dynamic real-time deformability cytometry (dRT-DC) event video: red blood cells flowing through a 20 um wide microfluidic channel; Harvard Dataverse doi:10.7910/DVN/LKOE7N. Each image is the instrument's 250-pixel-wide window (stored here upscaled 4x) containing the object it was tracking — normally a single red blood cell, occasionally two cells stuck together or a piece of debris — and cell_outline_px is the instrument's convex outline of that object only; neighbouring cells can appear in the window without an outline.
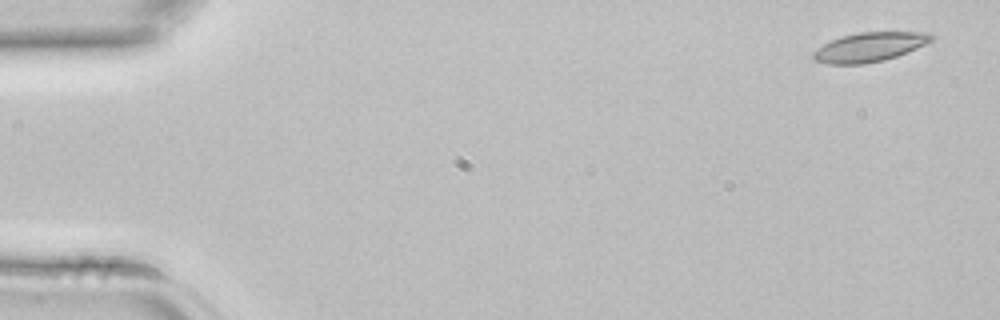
{"species": "common noctule bat (a hibernating species)", "species_latin": "Nyctalus noctula", "temperature_condition": "room temperature", "stored_images_in_passage": 4, "camera_frame_rate_fps": 3000, "um_per_image_px": 0.085, "animal": {"sex": "female", "body_mass_g": 22.7, "forearm_length_mm": 54.2}, "frame": {"image": 1, "passage_image": 1, "time_ms": 0.0, "image_size_px": [1000, 320], "cell_outline_px": [[936, 36], [932, 40], [916, 48], [896, 56], [884, 60], [864, 64], [828, 64], [812, 60], [812, 52], [816, 48], [840, 36], [860, 32], [932, 32]], "centroid_in_image_um": [73.89, 3.99], "position_along_channel_um": 11.1, "area_um2": 20.23}}
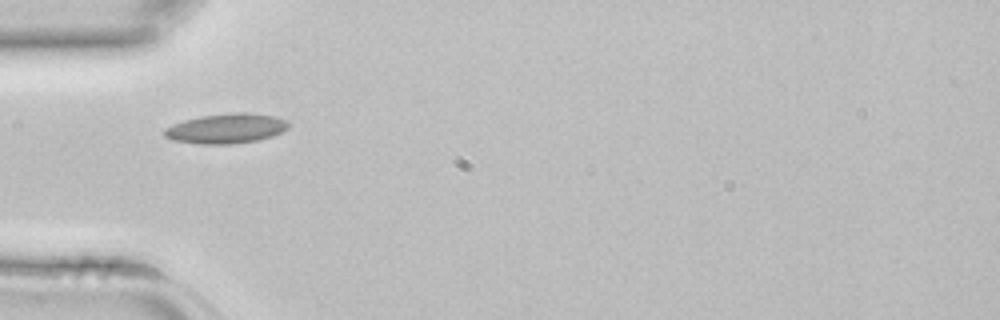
{"frame": {"image": 2, "passage_image": 4, "time_ms": 1.0, "image_size_px": [1000, 320], "cell_outline_px": [[292, 124], [288, 128], [272, 136], [256, 140], [232, 144], [200, 144], [172, 140], [164, 136], [164, 128], [172, 124], [184, 120], [200, 116], [236, 112], [248, 112], [276, 116], [288, 120]], "centroid_in_image_um": [19.25, 10.91], "position_along_channel_um": 65.8, "area_um2": 21.79}}